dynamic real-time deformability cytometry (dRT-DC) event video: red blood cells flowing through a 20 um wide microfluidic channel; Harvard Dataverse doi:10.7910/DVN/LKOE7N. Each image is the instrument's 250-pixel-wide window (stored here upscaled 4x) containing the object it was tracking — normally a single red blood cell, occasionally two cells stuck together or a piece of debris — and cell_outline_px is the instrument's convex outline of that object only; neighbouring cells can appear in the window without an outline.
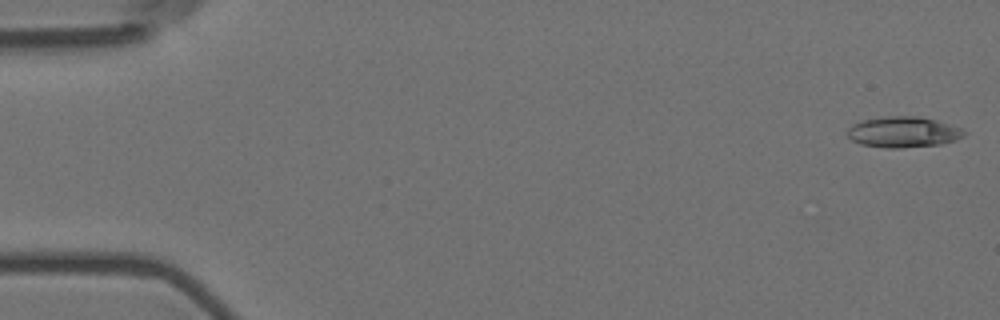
{"species": "Egyptian fruit bat (a non-hibernating species)", "species_latin": "Rousettus aegyptiacus", "temperature_condition": "room temperature", "stored_images_in_passage": 56, "camera_frame_rate_fps": 3000, "um_per_image_px": 0.085, "animal": {"sex": "female"}, "frame": {"image": 1, "passage_image": 1, "time_ms": 0.0, "image_size_px": [1000, 320], "cell_outline_px": [[964, 136], [956, 140], [940, 144], [900, 148], [884, 148], [860, 144], [852, 140], [848, 136], [848, 128], [852, 124], [860, 120], [888, 116], [920, 116], [936, 120], [960, 128], [964, 132]], "centroid_in_image_um": [76.74, 11.22], "position_along_channel_um": 8.3, "area_um2": 20.92}}
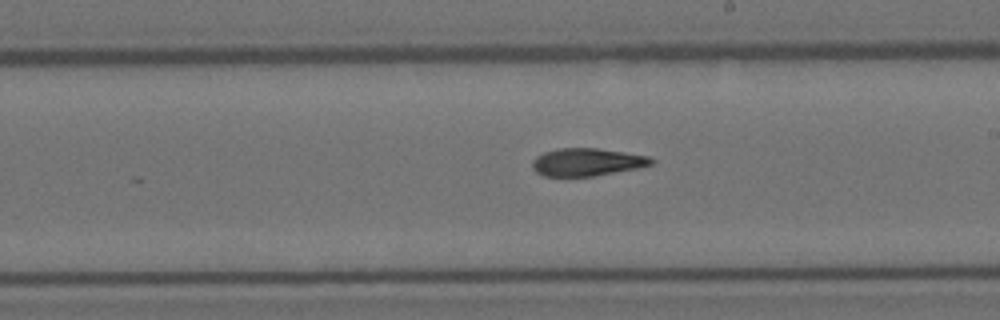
{"frame": {"image": 2, "passage_image": 32, "time_ms": 10.333, "image_size_px": [1000, 320], "cell_outline_px": [[656, 160], [652, 164], [636, 168], [596, 176], [544, 176], [536, 172], [532, 168], [532, 160], [536, 156], [544, 152], [560, 148], [596, 148], [624, 152], [648, 156]], "centroid_in_image_um": [49.87, 13.78], "position_along_channel_um": 239.1, "area_um2": 19.19}}
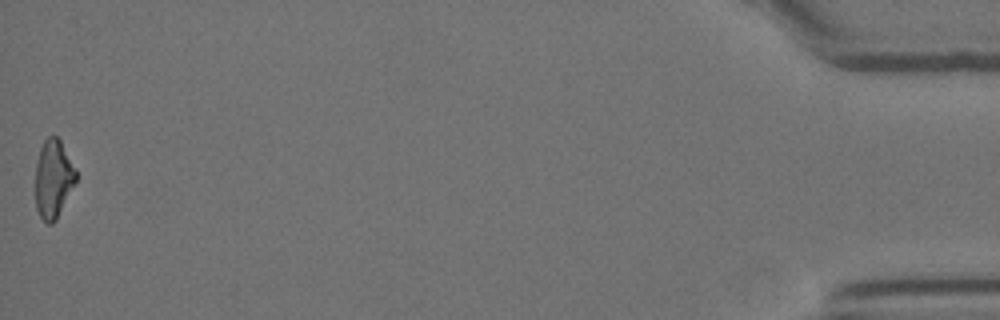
{"frame": {"image": 3, "passage_image": 56, "time_ms": 18.333, "image_size_px": [1000, 320], "cell_outline_px": [[76, 180], [56, 220], [52, 224], [48, 224], [40, 216], [36, 208], [36, 164], [40, 148], [44, 140], [48, 136], [56, 136], [60, 140], [76, 172]], "centroid_in_image_um": [4.51, 15.21], "position_along_channel_um": 430.7, "area_um2": 18.09}}